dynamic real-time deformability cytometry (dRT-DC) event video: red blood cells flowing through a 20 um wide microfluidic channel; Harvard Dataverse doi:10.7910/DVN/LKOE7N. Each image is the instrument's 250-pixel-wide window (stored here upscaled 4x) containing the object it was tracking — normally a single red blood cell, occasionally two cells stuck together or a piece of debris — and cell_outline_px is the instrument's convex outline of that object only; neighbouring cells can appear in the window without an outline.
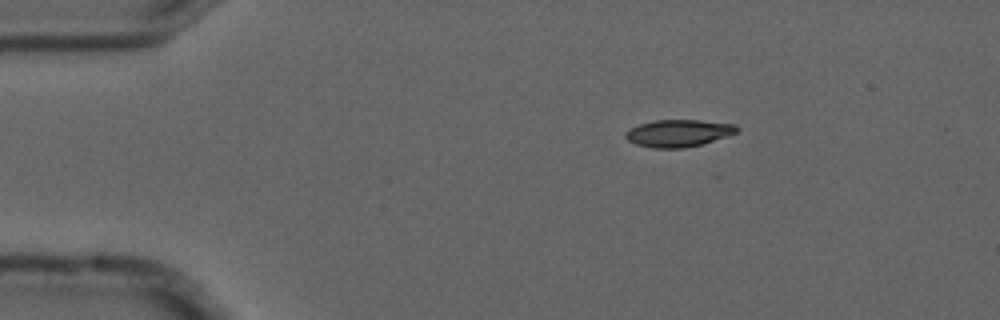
{"species": "common noctule bat (a hibernating species)", "species_latin": "Nyctalus noctula", "temperature_condition": "cold", "stored_images_in_passage": 3, "camera_frame_rate_fps": 3000, "um_per_image_px": 0.085, "animal": {"sex": "male", "forearm_length_mm": 52.5}, "frame": {"image": 1, "passage_image": 1, "time_ms": 0.0, "image_size_px": [1000, 320], "cell_outline_px": [[740, 128], [736, 132], [728, 136], [700, 144], [684, 148], [652, 148], [636, 144], [628, 140], [624, 136], [632, 128], [640, 124], [652, 120], [700, 120], [736, 124]], "centroid_in_image_um": [57.7, 11.31], "position_along_channel_um": 27.3, "area_um2": 17.51}}
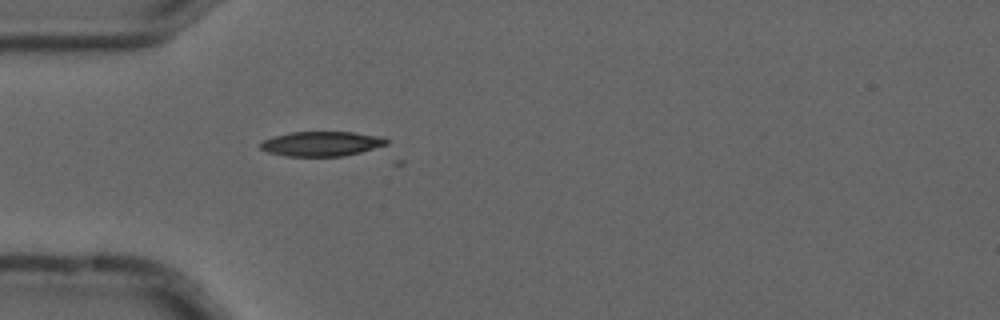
{"frame": {"image": 2, "passage_image": 3, "time_ms": 0.667, "image_size_px": [1000, 320], "cell_outline_px": [[388, 144], [360, 152], [344, 156], [284, 156], [268, 152], [260, 148], [260, 144], [264, 140], [276, 136], [292, 132], [352, 132], [380, 136], [388, 140]], "centroid_in_image_um": [27.34, 12.22], "position_along_channel_um": 57.7, "area_um2": 17.98}}